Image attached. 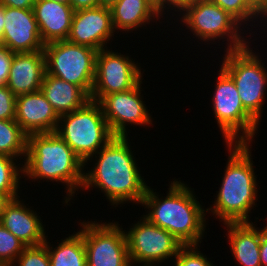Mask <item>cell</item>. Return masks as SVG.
<instances>
[{"label":"cell","mask_w":267,"mask_h":266,"mask_svg":"<svg viewBox=\"0 0 267 266\" xmlns=\"http://www.w3.org/2000/svg\"><path fill=\"white\" fill-rule=\"evenodd\" d=\"M22 178H24L22 161L0 154V195L5 200L21 197L19 195L22 191L20 190Z\"/></svg>","instance_id":"25"},{"label":"cell","mask_w":267,"mask_h":266,"mask_svg":"<svg viewBox=\"0 0 267 266\" xmlns=\"http://www.w3.org/2000/svg\"><path fill=\"white\" fill-rule=\"evenodd\" d=\"M261 228V242H260V264L267 266V222Z\"/></svg>","instance_id":"34"},{"label":"cell","mask_w":267,"mask_h":266,"mask_svg":"<svg viewBox=\"0 0 267 266\" xmlns=\"http://www.w3.org/2000/svg\"><path fill=\"white\" fill-rule=\"evenodd\" d=\"M129 136H115L84 163L82 191L98 189L111 208L133 203L141 205L148 188ZM95 159H94V158ZM93 166L88 168L89 163ZM88 164V165H87ZM87 168V171H86ZM89 169V170H88ZM136 202V203H135Z\"/></svg>","instance_id":"1"},{"label":"cell","mask_w":267,"mask_h":266,"mask_svg":"<svg viewBox=\"0 0 267 266\" xmlns=\"http://www.w3.org/2000/svg\"><path fill=\"white\" fill-rule=\"evenodd\" d=\"M13 57L14 53L10 49L0 46V86L7 84Z\"/></svg>","instance_id":"32"},{"label":"cell","mask_w":267,"mask_h":266,"mask_svg":"<svg viewBox=\"0 0 267 266\" xmlns=\"http://www.w3.org/2000/svg\"><path fill=\"white\" fill-rule=\"evenodd\" d=\"M196 0H160L156 5L155 8L158 12V14L163 18L164 21H158L160 24L162 22L166 24L167 22V27L168 23L169 25L171 24L169 20L175 19L192 3H194ZM165 9V10H164ZM172 13V14H171ZM177 13V14H176ZM172 16H171V15ZM167 17H166V16ZM169 16V17H168ZM176 16L175 18H173ZM168 19V20H167Z\"/></svg>","instance_id":"30"},{"label":"cell","mask_w":267,"mask_h":266,"mask_svg":"<svg viewBox=\"0 0 267 266\" xmlns=\"http://www.w3.org/2000/svg\"><path fill=\"white\" fill-rule=\"evenodd\" d=\"M245 1L259 16L267 9V0H245Z\"/></svg>","instance_id":"36"},{"label":"cell","mask_w":267,"mask_h":266,"mask_svg":"<svg viewBox=\"0 0 267 266\" xmlns=\"http://www.w3.org/2000/svg\"><path fill=\"white\" fill-rule=\"evenodd\" d=\"M175 22H180L182 28L185 25L192 38H196L199 44L209 47L215 44L224 47V51L237 50L246 47L251 41L252 37L249 31L245 28L227 11L213 3L211 0H196L188 6L178 17ZM248 32V33H247ZM246 34V36H244ZM249 35V36H248ZM248 38V39H247ZM216 40V41H215ZM200 41V42H199ZM224 41H227L224 43ZM218 43V44H217ZM223 44H226L224 46Z\"/></svg>","instance_id":"5"},{"label":"cell","mask_w":267,"mask_h":266,"mask_svg":"<svg viewBox=\"0 0 267 266\" xmlns=\"http://www.w3.org/2000/svg\"><path fill=\"white\" fill-rule=\"evenodd\" d=\"M33 12L44 45L67 40L75 12L70 4L36 0Z\"/></svg>","instance_id":"19"},{"label":"cell","mask_w":267,"mask_h":266,"mask_svg":"<svg viewBox=\"0 0 267 266\" xmlns=\"http://www.w3.org/2000/svg\"><path fill=\"white\" fill-rule=\"evenodd\" d=\"M115 32L110 8L97 6L74 12L67 41L99 51L112 43Z\"/></svg>","instance_id":"14"},{"label":"cell","mask_w":267,"mask_h":266,"mask_svg":"<svg viewBox=\"0 0 267 266\" xmlns=\"http://www.w3.org/2000/svg\"><path fill=\"white\" fill-rule=\"evenodd\" d=\"M1 43L13 53H31L44 49L33 9L5 6Z\"/></svg>","instance_id":"15"},{"label":"cell","mask_w":267,"mask_h":266,"mask_svg":"<svg viewBox=\"0 0 267 266\" xmlns=\"http://www.w3.org/2000/svg\"><path fill=\"white\" fill-rule=\"evenodd\" d=\"M108 48L110 47L97 53L94 85L90 96L96 102L103 96L128 91L144 79L145 70L138 61L127 53L121 54V51Z\"/></svg>","instance_id":"12"},{"label":"cell","mask_w":267,"mask_h":266,"mask_svg":"<svg viewBox=\"0 0 267 266\" xmlns=\"http://www.w3.org/2000/svg\"><path fill=\"white\" fill-rule=\"evenodd\" d=\"M43 51L46 74L73 83L91 96L97 50L63 40L46 44Z\"/></svg>","instance_id":"9"},{"label":"cell","mask_w":267,"mask_h":266,"mask_svg":"<svg viewBox=\"0 0 267 266\" xmlns=\"http://www.w3.org/2000/svg\"><path fill=\"white\" fill-rule=\"evenodd\" d=\"M168 186L166 196L148 186L140 205L148 209L143 216L154 225L167 230L183 246L200 245L209 225L206 221L208 217H205V205L202 202L200 204L194 188L184 181L174 178Z\"/></svg>","instance_id":"2"},{"label":"cell","mask_w":267,"mask_h":266,"mask_svg":"<svg viewBox=\"0 0 267 266\" xmlns=\"http://www.w3.org/2000/svg\"><path fill=\"white\" fill-rule=\"evenodd\" d=\"M16 95L5 85L0 86V120L15 119Z\"/></svg>","instance_id":"31"},{"label":"cell","mask_w":267,"mask_h":266,"mask_svg":"<svg viewBox=\"0 0 267 266\" xmlns=\"http://www.w3.org/2000/svg\"><path fill=\"white\" fill-rule=\"evenodd\" d=\"M0 154L22 159V163L26 159L27 134L15 119L0 120Z\"/></svg>","instance_id":"24"},{"label":"cell","mask_w":267,"mask_h":266,"mask_svg":"<svg viewBox=\"0 0 267 266\" xmlns=\"http://www.w3.org/2000/svg\"><path fill=\"white\" fill-rule=\"evenodd\" d=\"M11 266H50L46 245L26 246Z\"/></svg>","instance_id":"29"},{"label":"cell","mask_w":267,"mask_h":266,"mask_svg":"<svg viewBox=\"0 0 267 266\" xmlns=\"http://www.w3.org/2000/svg\"><path fill=\"white\" fill-rule=\"evenodd\" d=\"M260 24H261V30L263 29L262 31L264 32V34L267 35V9L260 15ZM265 29H266V31H265Z\"/></svg>","instance_id":"38"},{"label":"cell","mask_w":267,"mask_h":266,"mask_svg":"<svg viewBox=\"0 0 267 266\" xmlns=\"http://www.w3.org/2000/svg\"><path fill=\"white\" fill-rule=\"evenodd\" d=\"M256 40L241 49L225 50L219 66L235 82L244 108L260 123L267 97V67L257 52L259 49L252 47Z\"/></svg>","instance_id":"6"},{"label":"cell","mask_w":267,"mask_h":266,"mask_svg":"<svg viewBox=\"0 0 267 266\" xmlns=\"http://www.w3.org/2000/svg\"><path fill=\"white\" fill-rule=\"evenodd\" d=\"M25 247L26 245L0 224V266H11Z\"/></svg>","instance_id":"27"},{"label":"cell","mask_w":267,"mask_h":266,"mask_svg":"<svg viewBox=\"0 0 267 266\" xmlns=\"http://www.w3.org/2000/svg\"><path fill=\"white\" fill-rule=\"evenodd\" d=\"M150 2H152L154 5H156L160 0H149Z\"/></svg>","instance_id":"42"},{"label":"cell","mask_w":267,"mask_h":266,"mask_svg":"<svg viewBox=\"0 0 267 266\" xmlns=\"http://www.w3.org/2000/svg\"><path fill=\"white\" fill-rule=\"evenodd\" d=\"M46 73L44 51L14 53L6 86L16 95L37 92Z\"/></svg>","instance_id":"18"},{"label":"cell","mask_w":267,"mask_h":266,"mask_svg":"<svg viewBox=\"0 0 267 266\" xmlns=\"http://www.w3.org/2000/svg\"><path fill=\"white\" fill-rule=\"evenodd\" d=\"M36 0H0V5L20 9H33Z\"/></svg>","instance_id":"33"},{"label":"cell","mask_w":267,"mask_h":266,"mask_svg":"<svg viewBox=\"0 0 267 266\" xmlns=\"http://www.w3.org/2000/svg\"><path fill=\"white\" fill-rule=\"evenodd\" d=\"M254 222L224 223L232 257L240 266H261V227Z\"/></svg>","instance_id":"20"},{"label":"cell","mask_w":267,"mask_h":266,"mask_svg":"<svg viewBox=\"0 0 267 266\" xmlns=\"http://www.w3.org/2000/svg\"><path fill=\"white\" fill-rule=\"evenodd\" d=\"M131 227L124 228L131 265L160 266L171 262L183 246L167 230L151 223L143 215ZM167 260V261H166Z\"/></svg>","instance_id":"10"},{"label":"cell","mask_w":267,"mask_h":266,"mask_svg":"<svg viewBox=\"0 0 267 266\" xmlns=\"http://www.w3.org/2000/svg\"><path fill=\"white\" fill-rule=\"evenodd\" d=\"M6 200L0 195V211L2 209V205Z\"/></svg>","instance_id":"41"},{"label":"cell","mask_w":267,"mask_h":266,"mask_svg":"<svg viewBox=\"0 0 267 266\" xmlns=\"http://www.w3.org/2000/svg\"><path fill=\"white\" fill-rule=\"evenodd\" d=\"M100 221L83 220L87 266H131L122 225Z\"/></svg>","instance_id":"11"},{"label":"cell","mask_w":267,"mask_h":266,"mask_svg":"<svg viewBox=\"0 0 267 266\" xmlns=\"http://www.w3.org/2000/svg\"><path fill=\"white\" fill-rule=\"evenodd\" d=\"M69 4L74 11H78L99 6V0H69Z\"/></svg>","instance_id":"35"},{"label":"cell","mask_w":267,"mask_h":266,"mask_svg":"<svg viewBox=\"0 0 267 266\" xmlns=\"http://www.w3.org/2000/svg\"><path fill=\"white\" fill-rule=\"evenodd\" d=\"M5 20V6L0 5V37L3 35Z\"/></svg>","instance_id":"37"},{"label":"cell","mask_w":267,"mask_h":266,"mask_svg":"<svg viewBox=\"0 0 267 266\" xmlns=\"http://www.w3.org/2000/svg\"><path fill=\"white\" fill-rule=\"evenodd\" d=\"M40 90L59 117L81 108L91 100L81 87L46 73Z\"/></svg>","instance_id":"22"},{"label":"cell","mask_w":267,"mask_h":266,"mask_svg":"<svg viewBox=\"0 0 267 266\" xmlns=\"http://www.w3.org/2000/svg\"><path fill=\"white\" fill-rule=\"evenodd\" d=\"M143 79L132 89L125 92L112 93L103 96L98 103L103 115L115 136L127 137L128 125L150 127L154 118L149 113L142 94ZM142 94V95H141ZM153 119V120H152ZM128 130V131H127Z\"/></svg>","instance_id":"13"},{"label":"cell","mask_w":267,"mask_h":266,"mask_svg":"<svg viewBox=\"0 0 267 266\" xmlns=\"http://www.w3.org/2000/svg\"><path fill=\"white\" fill-rule=\"evenodd\" d=\"M118 0H99V6L111 8Z\"/></svg>","instance_id":"39"},{"label":"cell","mask_w":267,"mask_h":266,"mask_svg":"<svg viewBox=\"0 0 267 266\" xmlns=\"http://www.w3.org/2000/svg\"><path fill=\"white\" fill-rule=\"evenodd\" d=\"M252 143H226L228 158L219 191L207 213L222 224L252 222L251 210L258 207V180L253 164ZM256 174V175H255ZM255 206V207H254Z\"/></svg>","instance_id":"3"},{"label":"cell","mask_w":267,"mask_h":266,"mask_svg":"<svg viewBox=\"0 0 267 266\" xmlns=\"http://www.w3.org/2000/svg\"><path fill=\"white\" fill-rule=\"evenodd\" d=\"M55 132L84 163L115 137L100 104L93 100L60 116Z\"/></svg>","instance_id":"7"},{"label":"cell","mask_w":267,"mask_h":266,"mask_svg":"<svg viewBox=\"0 0 267 266\" xmlns=\"http://www.w3.org/2000/svg\"><path fill=\"white\" fill-rule=\"evenodd\" d=\"M80 229L68 237L61 239L55 247L51 245L47 234L45 245L50 259V266H87L85 245L83 242V222L80 219Z\"/></svg>","instance_id":"23"},{"label":"cell","mask_w":267,"mask_h":266,"mask_svg":"<svg viewBox=\"0 0 267 266\" xmlns=\"http://www.w3.org/2000/svg\"><path fill=\"white\" fill-rule=\"evenodd\" d=\"M51 1L59 2L63 4H69V0H51Z\"/></svg>","instance_id":"40"},{"label":"cell","mask_w":267,"mask_h":266,"mask_svg":"<svg viewBox=\"0 0 267 266\" xmlns=\"http://www.w3.org/2000/svg\"><path fill=\"white\" fill-rule=\"evenodd\" d=\"M114 30L127 33L146 29L152 22L157 24L163 19L157 12L155 5L149 0H118L111 8ZM146 27V28H145Z\"/></svg>","instance_id":"21"},{"label":"cell","mask_w":267,"mask_h":266,"mask_svg":"<svg viewBox=\"0 0 267 266\" xmlns=\"http://www.w3.org/2000/svg\"><path fill=\"white\" fill-rule=\"evenodd\" d=\"M211 1L216 5H218L219 7H221L224 11H227L245 29H247V31L250 29L249 34L251 36L255 34L258 35L256 31H253L254 30L253 27L261 28V24H259L260 16L247 4L245 0H211Z\"/></svg>","instance_id":"26"},{"label":"cell","mask_w":267,"mask_h":266,"mask_svg":"<svg viewBox=\"0 0 267 266\" xmlns=\"http://www.w3.org/2000/svg\"><path fill=\"white\" fill-rule=\"evenodd\" d=\"M217 73L210 102L224 144L253 143L260 123L244 108L233 79L221 67Z\"/></svg>","instance_id":"8"},{"label":"cell","mask_w":267,"mask_h":266,"mask_svg":"<svg viewBox=\"0 0 267 266\" xmlns=\"http://www.w3.org/2000/svg\"><path fill=\"white\" fill-rule=\"evenodd\" d=\"M200 247V245L182 246L172 261L174 263L172 266H217L200 251Z\"/></svg>","instance_id":"28"},{"label":"cell","mask_w":267,"mask_h":266,"mask_svg":"<svg viewBox=\"0 0 267 266\" xmlns=\"http://www.w3.org/2000/svg\"><path fill=\"white\" fill-rule=\"evenodd\" d=\"M84 167V162L56 132L27 135V155L23 164L27 179L24 180L38 184L42 179L43 182L62 183L66 189L62 201L65 207L82 189Z\"/></svg>","instance_id":"4"},{"label":"cell","mask_w":267,"mask_h":266,"mask_svg":"<svg viewBox=\"0 0 267 266\" xmlns=\"http://www.w3.org/2000/svg\"><path fill=\"white\" fill-rule=\"evenodd\" d=\"M24 202L20 197L6 200L0 211V224L26 246L43 244L47 237L46 225L42 223L40 212Z\"/></svg>","instance_id":"16"},{"label":"cell","mask_w":267,"mask_h":266,"mask_svg":"<svg viewBox=\"0 0 267 266\" xmlns=\"http://www.w3.org/2000/svg\"><path fill=\"white\" fill-rule=\"evenodd\" d=\"M15 121L27 134L52 133L59 116L41 90L16 96Z\"/></svg>","instance_id":"17"}]
</instances>
